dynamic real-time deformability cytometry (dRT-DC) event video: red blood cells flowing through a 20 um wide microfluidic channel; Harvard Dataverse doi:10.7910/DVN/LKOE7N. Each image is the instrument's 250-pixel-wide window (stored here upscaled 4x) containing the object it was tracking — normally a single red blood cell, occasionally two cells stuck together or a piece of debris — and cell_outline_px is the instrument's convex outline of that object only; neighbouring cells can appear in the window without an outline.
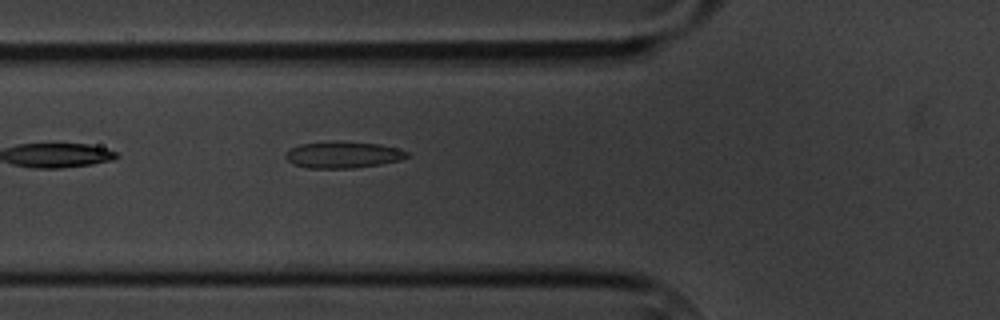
{"species": "common noctule bat (a hibernating species)", "species_latin": "Nyctalus noctula", "temperature_condition": "cold", "stored_images_in_passage": 5, "camera_frame_rate_fps": 3000, "um_per_image_px": 0.085, "animal": {"sex": "male", "body_mass_g": 20.1, "forearm_length_mm": 53.5}, "frame": {"image": 1, "passage_image": 5, "time_ms": 5.333, "image_size_px": [1000, 320], "cell_outline_px": [[408, 156], [400, 160], [380, 164], [352, 168], [308, 168], [292, 164], [284, 156], [292, 148], [300, 144], [336, 140], [344, 140], [380, 144], [396, 148], [408, 152]], "centroid_in_image_um": [29.15, 13.14], "position_along_channel_um": 96.7, "area_um2": 18.9}}